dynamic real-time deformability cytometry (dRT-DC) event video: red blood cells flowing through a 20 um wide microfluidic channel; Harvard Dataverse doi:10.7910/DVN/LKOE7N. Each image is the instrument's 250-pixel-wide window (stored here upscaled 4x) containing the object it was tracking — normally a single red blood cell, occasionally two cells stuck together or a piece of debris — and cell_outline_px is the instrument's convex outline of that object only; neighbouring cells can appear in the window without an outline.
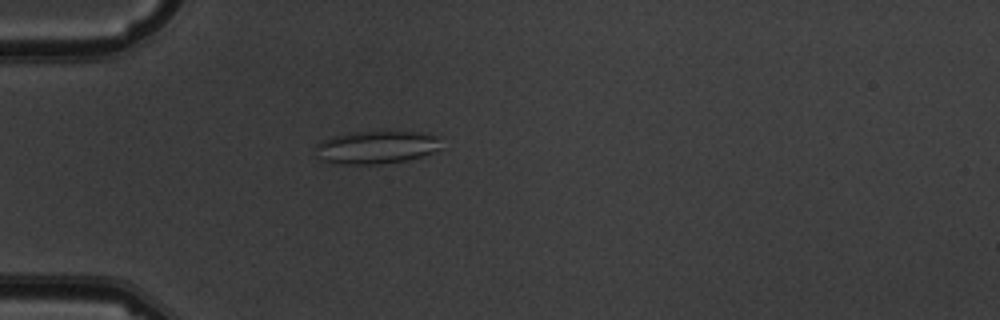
{"species": "common noctule bat (a hibernating species)", "species_latin": "Nyctalus noctula", "temperature_condition": "warm", "stored_images_in_passage": 5, "camera_frame_rate_fps": 3000, "um_per_image_px": 0.085, "animal": {"sex": "male", "body_mass_g": 19.5, "forearm_length_mm": 54.6}, "frame": {"image": 1, "passage_image": 5, "time_ms": 5.333, "image_size_px": [1000, 320], "cell_outline_px": [[440, 148], [432, 152], [420, 156], [404, 160], [376, 164], [344, 164], [324, 160], [316, 144], [332, 136], [348, 132], [384, 128], [416, 132], [440, 136]], "centroid_in_image_um": [32.06, 12.44], "position_along_channel_um": 52.9, "area_um2": 24.39}}